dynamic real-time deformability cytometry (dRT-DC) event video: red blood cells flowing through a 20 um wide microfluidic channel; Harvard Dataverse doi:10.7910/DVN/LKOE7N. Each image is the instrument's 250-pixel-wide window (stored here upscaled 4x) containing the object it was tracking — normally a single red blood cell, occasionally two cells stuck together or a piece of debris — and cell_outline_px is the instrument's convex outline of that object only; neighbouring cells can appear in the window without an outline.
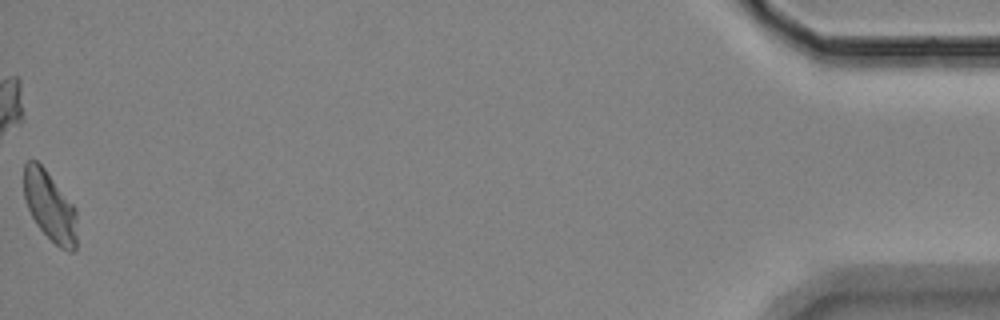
{"species": "Egyptian fruit bat (a non-hibernating species)", "species_latin": "Rousettus aegyptiacus", "temperature_condition": "room temperature", "stored_images_in_passage": 41, "camera_frame_rate_fps": 3000, "um_per_image_px": 0.085, "animal": {"sex": "female"}, "frame": {"image": 1, "passage_image": 41, "time_ms": 13.333, "image_size_px": [1000, 320], "cell_outline_px": [[76, 248], [72, 252], [68, 252], [60, 248], [36, 224], [28, 208], [24, 196], [24, 164], [28, 160], [36, 160], [44, 168], [76, 208]], "centroid_in_image_um": [4.24, 17.54], "position_along_channel_um": 431.0, "area_um2": 21.33}, "authors_computed_cell_mechanics": {"area_um2": 22.0796, "velocity_mm_per_s": 3.5068, "shape_relaxation_time_tau1_ms": 9.4858, "shape_relaxation_time_tau2_ms": 2.3474, "deformation_change_tau1": 0.1715, "deformation_change_tau2": 0.0779}}